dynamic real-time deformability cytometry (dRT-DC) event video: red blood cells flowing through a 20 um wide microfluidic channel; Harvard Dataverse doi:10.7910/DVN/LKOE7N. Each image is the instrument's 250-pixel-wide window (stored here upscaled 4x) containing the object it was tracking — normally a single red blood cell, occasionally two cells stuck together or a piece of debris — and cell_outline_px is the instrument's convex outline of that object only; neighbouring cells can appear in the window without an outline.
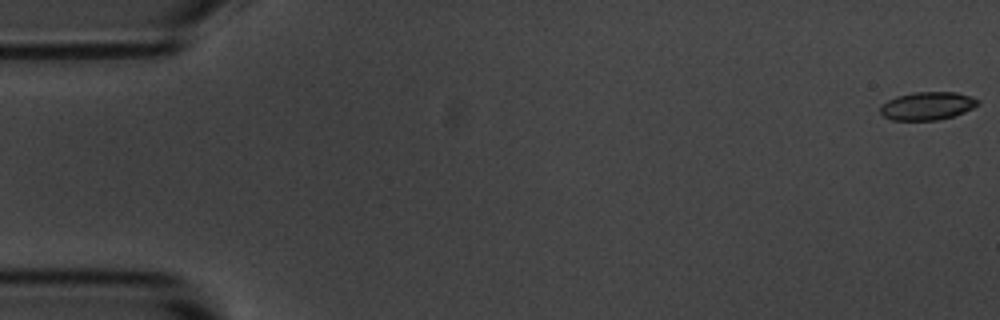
{"species": "common noctule bat (a hibernating species)", "species_latin": "Nyctalus noctula", "temperature_condition": "room temperature", "stored_images_in_passage": 5, "camera_frame_rate_fps": 3000, "um_per_image_px": 0.085, "animal": {"sex": "male", "body_mass_g": 20.1, "forearm_length_mm": 53.5}, "frame": {"image": 1, "passage_image": 1, "time_ms": 0.0, "image_size_px": [1000, 320], "cell_outline_px": [[980, 104], [964, 112], [952, 116], [936, 120], [892, 120], [884, 116], [880, 112], [880, 104], [896, 96], [912, 92], [956, 92], [980, 100]], "centroid_in_image_um": [78.8, 8.99], "position_along_channel_um": 6.2, "area_um2": 15.95}}
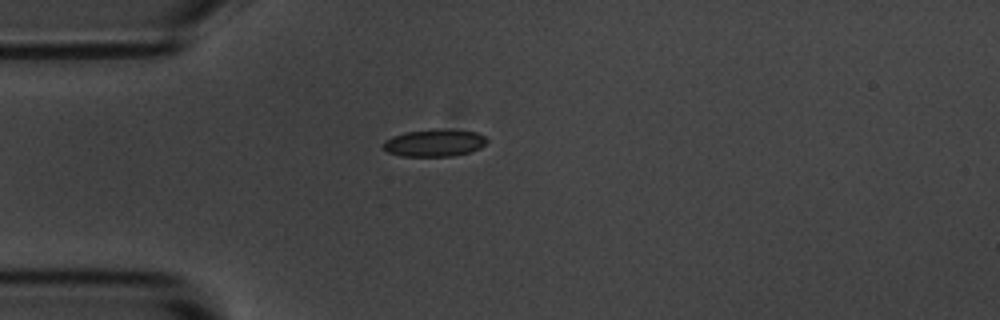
{"frame": {"image": 2, "passage_image": 5, "time_ms": 4.667, "image_size_px": [1000, 320], "cell_outline_px": [[488, 140], [480, 148], [468, 152], [452, 156], [400, 156], [388, 152], [384, 148], [384, 140], [392, 136], [404, 132], [436, 128], [440, 128], [476, 132], [484, 136]], "centroid_in_image_um": [36.91, 12.13], "position_along_channel_um": 48.1, "area_um2": 16.53}}